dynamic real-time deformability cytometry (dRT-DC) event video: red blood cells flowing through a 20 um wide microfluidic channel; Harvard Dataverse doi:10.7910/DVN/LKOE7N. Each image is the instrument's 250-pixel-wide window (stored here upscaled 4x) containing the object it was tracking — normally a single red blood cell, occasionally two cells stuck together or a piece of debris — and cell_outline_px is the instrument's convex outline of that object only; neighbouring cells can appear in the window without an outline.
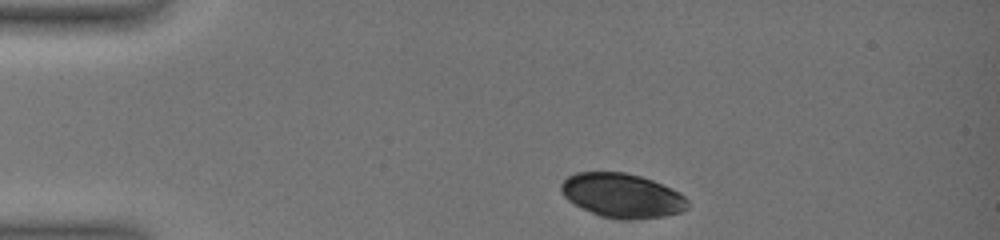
{"species": "common noctule bat (a hibernating species)", "species_latin": "Nyctalus noctula", "temperature_condition": "warm", "stored_images_in_passage": 12, "camera_frame_rate_fps": 3000, "um_per_image_px": 0.085, "animal": {"sex": "female", "body_mass_g": 19.0, "forearm_length_mm": 51.5}, "frame": {"image": 1, "passage_image": 1, "time_ms": 0.0, "image_size_px": [1000, 240], "cell_outline_px": [[688, 208], [680, 212], [664, 216], [632, 220], [616, 220], [600, 216], [568, 200], [560, 192], [560, 184], [568, 176], [576, 172], [624, 172], [640, 176], [652, 180], [672, 188], [680, 192], [688, 200]], "centroid_in_image_um": [52.89, 16.62], "position_along_channel_um": 32.1, "area_um2": 32.77}}